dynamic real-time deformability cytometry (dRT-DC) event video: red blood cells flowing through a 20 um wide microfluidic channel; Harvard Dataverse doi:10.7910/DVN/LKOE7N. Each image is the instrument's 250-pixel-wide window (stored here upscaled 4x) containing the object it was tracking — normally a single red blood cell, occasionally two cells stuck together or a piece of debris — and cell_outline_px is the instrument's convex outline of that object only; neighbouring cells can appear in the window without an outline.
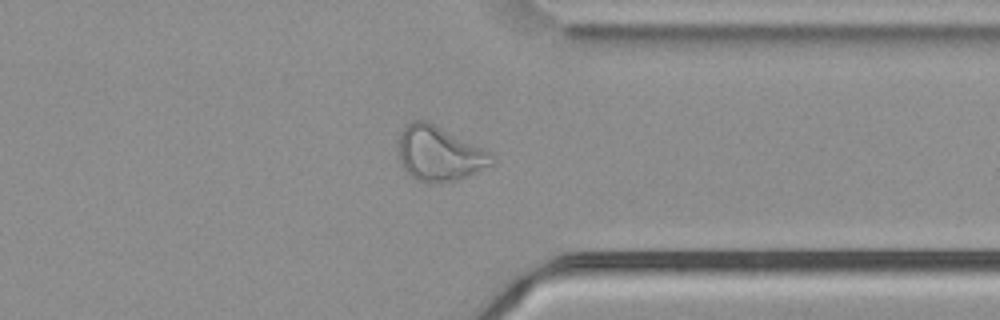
{"species": "common noctule bat (a hibernating species)", "species_latin": "Nyctalus noctula", "temperature_condition": "cold", "stored_images_in_passage": 56, "camera_frame_rate_fps": 3000, "um_per_image_px": 0.085, "animal": {"sex": "male", "body_mass_g": 21.5, "forearm_length_mm": 52.0}, "frame": {"image": 1, "passage_image": 44, "time_ms": 14.333, "image_size_px": [1000, 320], "cell_outline_px": [[496, 164], [456, 180], [428, 184], [416, 180], [404, 168], [400, 160], [400, 132], [412, 120], [428, 120], [488, 152]], "centroid_in_image_um": [37.33, 13.07], "position_along_channel_um": 374.1, "area_um2": 29.25}}
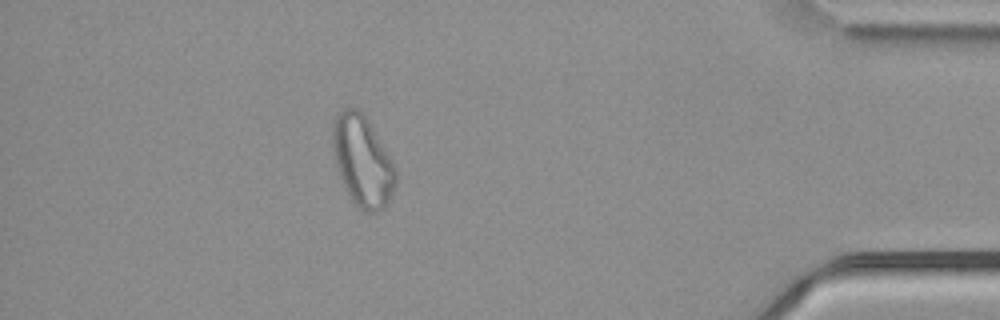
{"frame": {"image": 2, "passage_image": 50, "time_ms": 16.333, "image_size_px": [1000, 320], "cell_outline_px": [[396, 184], [384, 208], [376, 212], [368, 212], [356, 208], [336, 168], [332, 148], [332, 120], [344, 108], [356, 108], [368, 120], [392, 160], [396, 168]], "centroid_in_image_um": [30.79, 13.69], "position_along_channel_um": 404.4, "area_um2": 33.18}}